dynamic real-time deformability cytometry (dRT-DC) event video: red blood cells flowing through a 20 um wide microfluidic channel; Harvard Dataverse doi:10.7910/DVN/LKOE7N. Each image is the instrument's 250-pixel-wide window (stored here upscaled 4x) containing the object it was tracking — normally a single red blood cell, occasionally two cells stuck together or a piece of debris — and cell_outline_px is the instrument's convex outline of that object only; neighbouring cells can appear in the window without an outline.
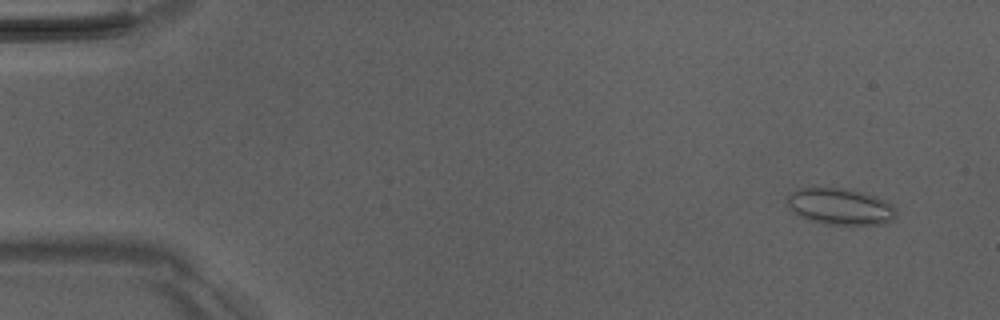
{"species": "Egyptian fruit bat (a non-hibernating species)", "species_latin": "Rousettus aegyptiacus", "temperature_condition": "room temperature", "stored_images_in_passage": 51, "camera_frame_rate_fps": 3000, "um_per_image_px": 0.085, "animal": {"sex": "male"}, "frame": {"image": 1, "passage_image": 4, "time_ms": 1.0, "image_size_px": [1000, 320], "cell_outline_px": [[896, 216], [892, 220], [880, 224], [824, 224], [808, 220], [792, 212], [788, 208], [788, 196], [792, 192], [800, 188], [848, 188], [864, 192], [876, 196], [892, 204], [896, 208]], "centroid_in_image_um": [71.42, 17.55], "position_along_channel_um": 13.6, "area_um2": 23.24}}
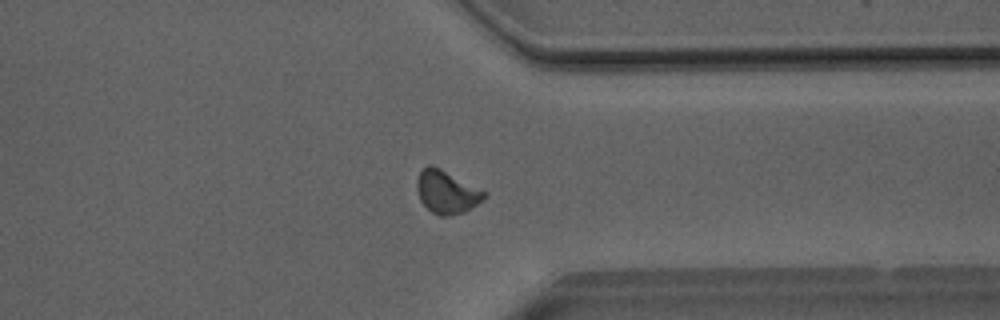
{"frame": {"image": 2, "passage_image": 40, "time_ms": 13.0, "image_size_px": [1000, 320], "cell_outline_px": [[488, 196], [464, 212], [448, 216], [440, 216], [432, 212], [420, 200], [416, 188], [416, 180], [420, 172], [428, 164], [432, 164], [488, 192]], "centroid_in_image_um": [37.97, 16.31], "position_along_channel_um": 373.4, "area_um2": 16.88}}
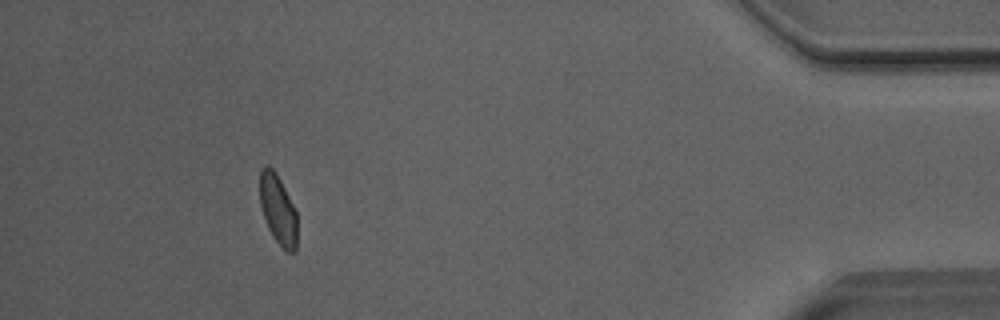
{"frame": {"image": 3, "passage_image": 47, "time_ms": 15.333, "image_size_px": [1000, 320], "cell_outline_px": [[296, 252], [288, 252], [272, 236], [268, 228], [260, 204], [260, 168], [264, 164], [268, 164], [276, 172], [296, 208]], "centroid_in_image_um": [23.62, 17.75], "position_along_channel_um": 411.6, "area_um2": 15.26}, "authors_computed_cell_mechanics": {"area_um2": 16.473, "velocity_mm_per_s": 4.0646, "shape_relaxation_time_tau1_ms": null, "shape_relaxation_time_tau2_ms": 2.2325, "deformation_change_tau1": null, "deformation_change_tau2": 0.0714}}